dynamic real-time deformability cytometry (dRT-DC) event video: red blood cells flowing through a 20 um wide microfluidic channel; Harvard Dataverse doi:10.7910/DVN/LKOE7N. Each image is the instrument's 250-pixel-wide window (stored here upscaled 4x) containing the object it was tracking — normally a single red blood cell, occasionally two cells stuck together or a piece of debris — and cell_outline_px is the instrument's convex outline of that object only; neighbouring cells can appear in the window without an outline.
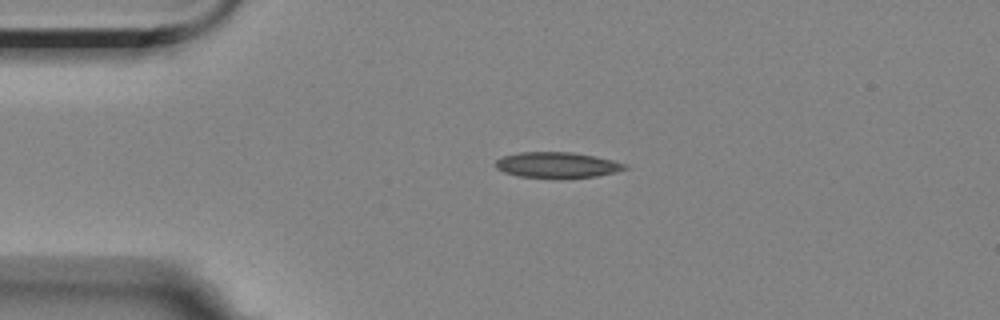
{"species": "Egyptian fruit bat (a non-hibernating species)", "species_latin": "Rousettus aegyptiacus", "temperature_condition": "room temperature", "stored_images_in_passage": 45, "camera_frame_rate_fps": 3000, "um_per_image_px": 0.085, "animal": {"sex": "female"}, "frame": {"image": 1, "passage_image": 1, "time_ms": 0.0, "image_size_px": [1000, 320], "cell_outline_px": [[628, 168], [616, 172], [596, 176], [516, 176], [504, 172], [496, 168], [496, 160], [504, 156], [520, 152], [572, 152], [612, 160], [628, 164]], "centroid_in_image_um": [47.36, 13.99], "position_along_channel_um": 37.6, "area_um2": 18.67}}
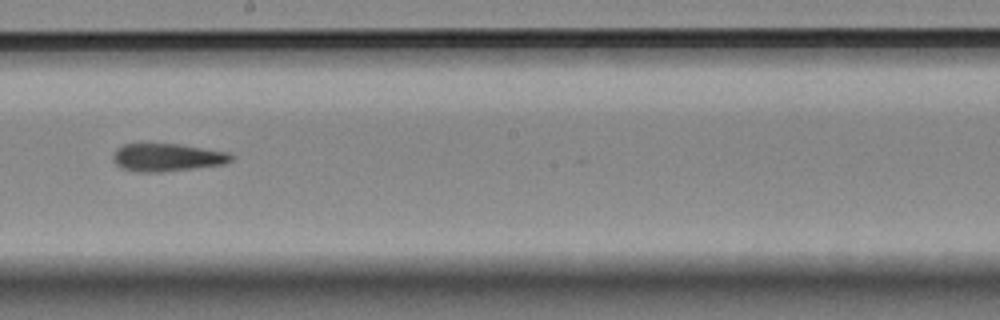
{"frame": {"image": 2, "passage_image": 20, "time_ms": 6.333, "image_size_px": [1000, 320], "cell_outline_px": [[236, 156], [232, 160], [224, 164], [160, 172], [140, 172], [120, 168], [112, 160], [112, 156], [124, 144], [180, 144], [228, 152]], "centroid_in_image_um": [14.24, 13.38], "position_along_channel_um": 234.0, "area_um2": 19.02}}
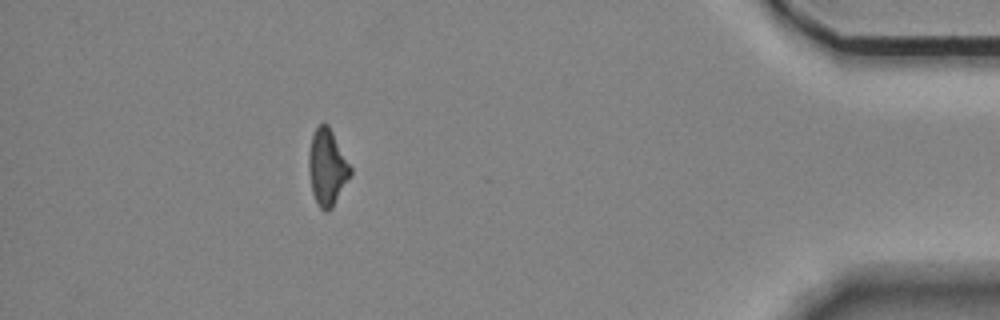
{"frame": {"image": 3, "passage_image": 39, "time_ms": 12.667, "image_size_px": [1000, 320], "cell_outline_px": [[352, 172], [332, 208], [328, 212], [324, 212], [320, 208], [312, 192], [308, 168], [308, 152], [312, 136], [316, 128], [324, 120], [328, 124], [352, 168]], "centroid_in_image_um": [27.8, 14.21], "position_along_channel_um": 407.4, "area_um2": 18.5}, "authors_computed_cell_mechanics": {"area_um2": 19.1896, "velocity_mm_per_s": 3.5362, "shape_relaxation_time_tau1_ms": 10.331, "shape_relaxation_time_tau2_ms": 3.5826, "deformation_change_tau1": 0.1796, "deformation_change_tau2": 0.1327}}